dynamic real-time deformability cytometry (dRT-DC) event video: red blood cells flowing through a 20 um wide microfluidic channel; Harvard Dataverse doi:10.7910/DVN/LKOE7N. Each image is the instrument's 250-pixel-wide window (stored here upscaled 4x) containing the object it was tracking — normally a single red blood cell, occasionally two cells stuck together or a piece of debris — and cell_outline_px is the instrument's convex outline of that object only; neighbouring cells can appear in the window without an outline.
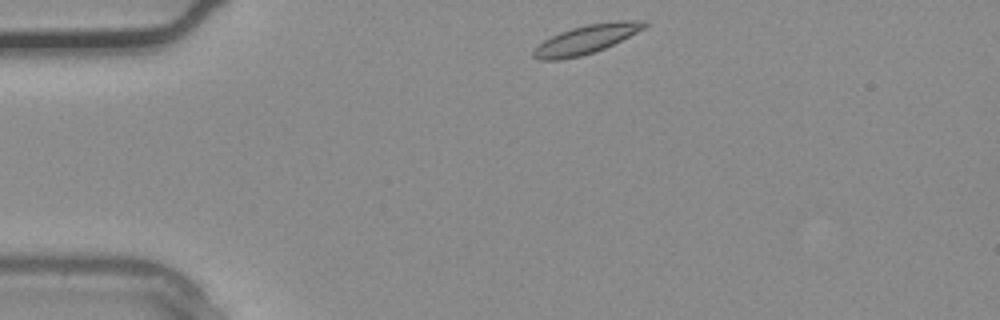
{"species": "common noctule bat (a hibernating species)", "species_latin": "Nyctalus noctula", "temperature_condition": "warm", "stored_images_in_passage": 30, "camera_frame_rate_fps": 3000, "um_per_image_px": 0.085, "animal": {"sex": "male", "body_mass_g": 20.4}, "frame": {"image": 1, "passage_image": 1, "time_ms": 0.0, "image_size_px": [1000, 320], "cell_outline_px": [[648, 24], [644, 28], [604, 48], [580, 56], [560, 60], [540, 60], [532, 56], [532, 52], [544, 40], [560, 32], [572, 28], [588, 24], [620, 20], [648, 20]], "centroid_in_image_um": [49.82, 3.33], "position_along_channel_um": 35.2, "area_um2": 18.26}}
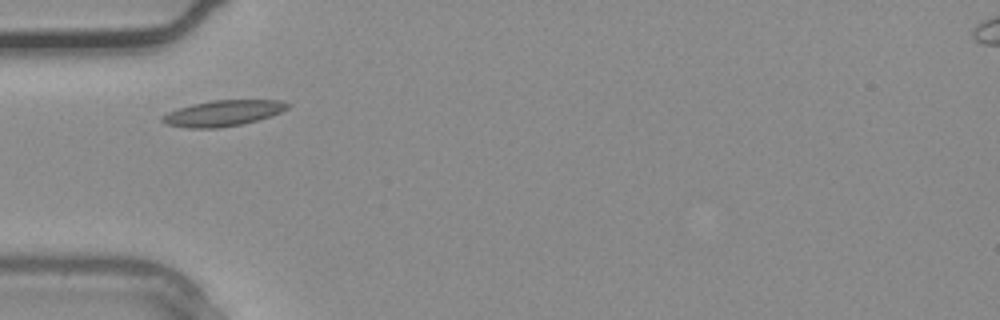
{"frame": {"image": 2, "passage_image": 5, "time_ms": 1.333, "image_size_px": [1000, 320], "cell_outline_px": [[292, 104], [288, 108], [272, 116], [240, 124], [216, 128], [188, 128], [168, 124], [160, 120], [160, 116], [168, 112], [192, 104], [212, 100], [284, 100]], "centroid_in_image_um": [18.98, 9.61], "position_along_channel_um": 66.0, "area_um2": 18.79}}